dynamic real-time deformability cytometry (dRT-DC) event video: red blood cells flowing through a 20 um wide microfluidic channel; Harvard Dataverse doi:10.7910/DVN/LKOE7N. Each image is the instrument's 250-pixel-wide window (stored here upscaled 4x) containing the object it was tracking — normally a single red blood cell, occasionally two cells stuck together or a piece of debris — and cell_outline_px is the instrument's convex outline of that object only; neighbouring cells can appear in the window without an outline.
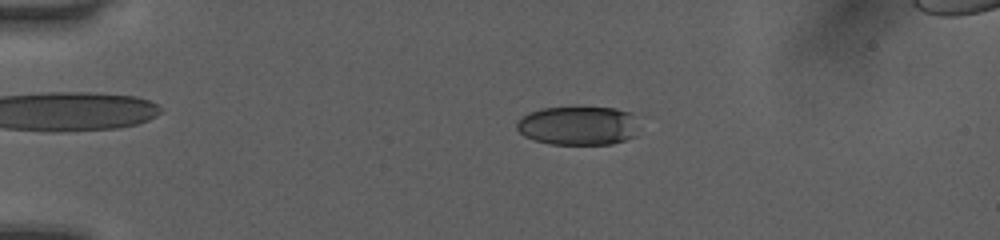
{"species": "human", "species_latin": "Homo sapiens", "temperature_condition": "room temperature", "stored_images_in_passage": 42, "camera_frame_rate_fps": 3000, "um_per_image_px": 0.085, "donor": {"sex": "female"}, "frame": {"image": 1, "passage_image": 3, "time_ms": 0.667, "image_size_px": [1000, 240], "cell_outline_px": [[636, 136], [612, 144], [552, 144], [536, 140], [524, 136], [516, 128], [516, 124], [520, 116], [528, 112], [540, 108], [616, 108], [632, 112]], "centroid_in_image_um": [49.09, 10.68], "position_along_channel_um": 35.9, "area_um2": 27.51}}
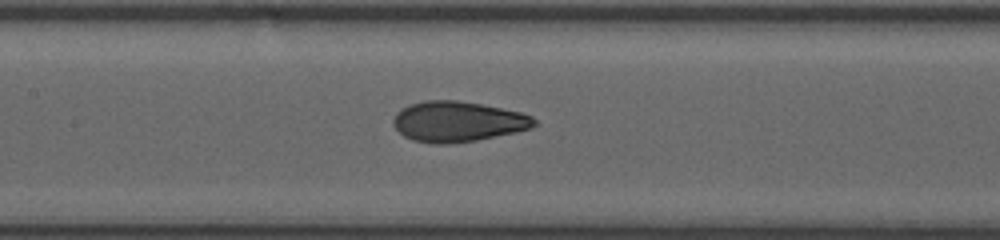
{"frame": {"image": 2, "passage_image": 17, "time_ms": 5.333, "image_size_px": [1000, 240], "cell_outline_px": [[540, 124], [532, 128], [516, 132], [476, 140], [448, 144], [436, 144], [412, 140], [404, 136], [392, 124], [392, 120], [396, 112], [408, 104], [424, 100], [456, 100], [480, 104], [520, 112], [532, 116]], "centroid_in_image_um": [38.9, 10.33], "position_along_channel_um": 168.5, "area_um2": 33.35}}
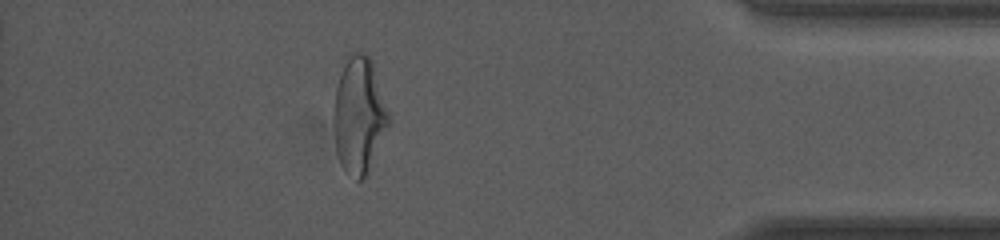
{"frame": {"image": 3, "passage_image": 37, "time_ms": 12.0, "image_size_px": [1000, 240], "cell_outline_px": [[388, 124], [368, 176], [360, 180], [356, 180], [340, 164], [336, 152], [332, 116], [332, 108], [336, 88], [344, 56], [348, 52], [364, 52], [372, 60], [388, 112]], "centroid_in_image_um": [30.47, 9.77], "position_along_channel_um": 404.7, "area_um2": 37.74}, "authors_computed_cell_mechanics": {"area_um2": 32.657, "velocity_mm_per_s": 4.0825, "shape_relaxation_time_tau1_ms": 4.1674, "shape_relaxation_time_tau2_ms": 0.8701, "deformation_change_tau1": 0.1748, "deformation_change_tau2": 0.064}}